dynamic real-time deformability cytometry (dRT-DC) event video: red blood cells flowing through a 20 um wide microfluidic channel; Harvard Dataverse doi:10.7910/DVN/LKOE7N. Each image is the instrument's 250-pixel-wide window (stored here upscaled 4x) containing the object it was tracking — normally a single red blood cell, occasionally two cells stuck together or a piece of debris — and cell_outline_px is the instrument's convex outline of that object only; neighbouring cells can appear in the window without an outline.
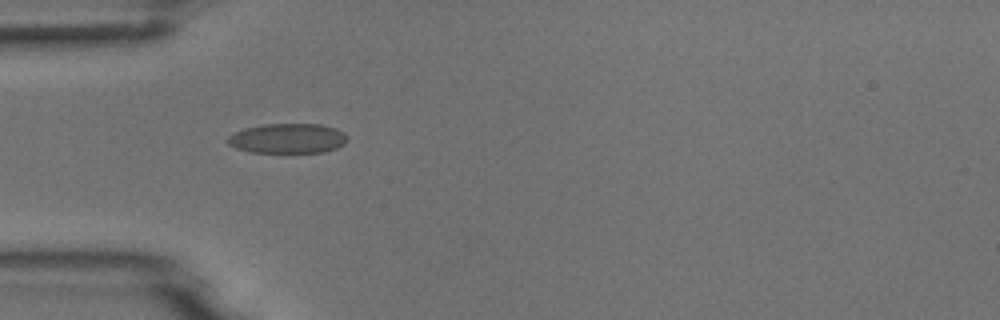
{"species": "common noctule bat (a hibernating species)", "species_latin": "Nyctalus noctula", "temperature_condition": "room temperature", "stored_images_in_passage": 4, "camera_frame_rate_fps": 3000, "um_per_image_px": 0.085, "animal": {"sex": "male", "body_mass_g": 18.8}, "frame": {"image": 1, "passage_image": 3, "time_ms": 0.667, "image_size_px": [1000, 320], "cell_outline_px": [[348, 140], [344, 144], [336, 148], [324, 152], [252, 152], [236, 148], [228, 144], [224, 140], [228, 136], [244, 128], [264, 124], [320, 124], [336, 128], [344, 132], [348, 136]], "centroid_in_image_um": [24.46, 11.76], "position_along_channel_um": 60.5, "area_um2": 20.92}}